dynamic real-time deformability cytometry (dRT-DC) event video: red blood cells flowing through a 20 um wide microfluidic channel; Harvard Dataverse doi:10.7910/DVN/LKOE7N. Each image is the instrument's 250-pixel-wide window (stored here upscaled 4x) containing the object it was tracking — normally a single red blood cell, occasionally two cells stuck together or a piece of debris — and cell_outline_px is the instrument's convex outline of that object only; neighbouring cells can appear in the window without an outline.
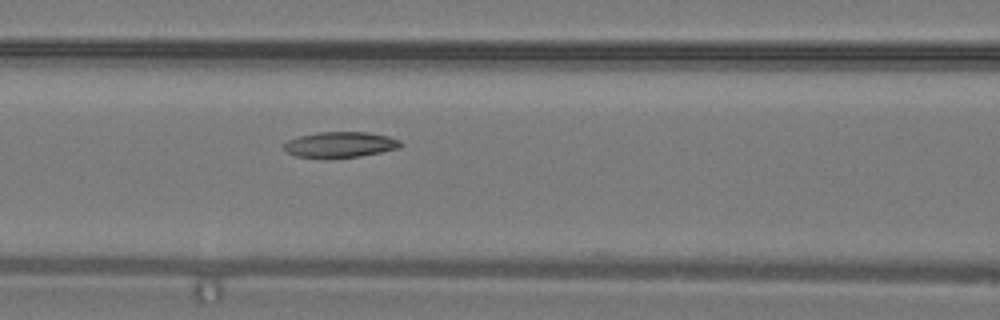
{"species": "common noctule bat (a hibernating species)", "species_latin": "Nyctalus noctula", "temperature_condition": "warm", "stored_images_in_passage": 4, "camera_frame_rate_fps": 3000, "um_per_image_px": 0.085, "animal": {"sex": "male", "body_mass_g": 19.2, "forearm_length_mm": 51.8}, "frame": {"image": 1, "passage_image": 4, "time_ms": 1.0, "image_size_px": [1000, 320], "cell_outline_px": [[404, 144], [400, 148], [360, 156], [328, 160], [324, 160], [296, 156], [288, 152], [284, 148], [284, 144], [288, 140], [300, 136], [320, 132], [368, 132], [388, 136], [400, 140]], "centroid_in_image_um": [28.92, 12.32], "position_along_channel_um": 137.7, "area_um2": 17.86}}